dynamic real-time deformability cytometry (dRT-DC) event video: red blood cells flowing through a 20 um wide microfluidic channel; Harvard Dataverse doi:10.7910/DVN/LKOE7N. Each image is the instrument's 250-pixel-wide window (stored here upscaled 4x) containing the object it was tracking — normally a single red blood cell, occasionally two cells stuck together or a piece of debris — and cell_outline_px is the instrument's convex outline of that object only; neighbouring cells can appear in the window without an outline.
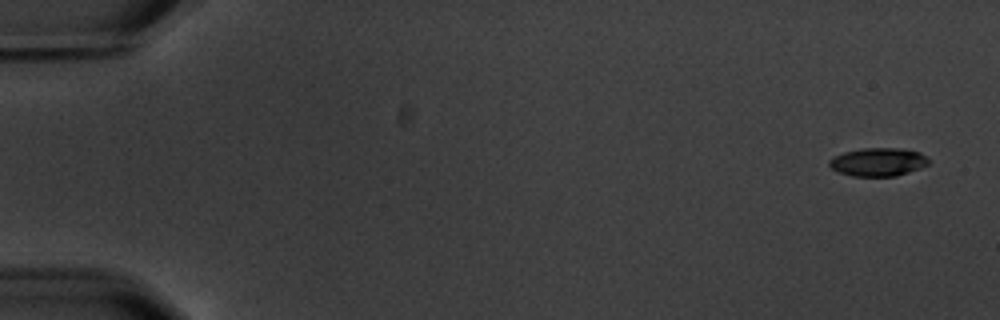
{"species": "common noctule bat (a hibernating species)", "species_latin": "Nyctalus noctula", "temperature_condition": "warm", "stored_images_in_passage": 3, "camera_frame_rate_fps": 3000, "um_per_image_px": 0.085, "animal": {"sex": "male", "body_mass_g": 20.1, "forearm_length_mm": 53.5}, "frame": {"image": 1, "passage_image": 1, "time_ms": 0.0, "image_size_px": [1000, 320], "cell_outline_px": [[928, 164], [920, 168], [896, 176], [852, 176], [836, 172], [828, 164], [828, 160], [832, 156], [844, 152], [864, 148], [900, 148], [920, 152], [928, 156]], "centroid_in_image_um": [74.61, 13.76], "position_along_channel_um": 10.4, "area_um2": 16.53}}